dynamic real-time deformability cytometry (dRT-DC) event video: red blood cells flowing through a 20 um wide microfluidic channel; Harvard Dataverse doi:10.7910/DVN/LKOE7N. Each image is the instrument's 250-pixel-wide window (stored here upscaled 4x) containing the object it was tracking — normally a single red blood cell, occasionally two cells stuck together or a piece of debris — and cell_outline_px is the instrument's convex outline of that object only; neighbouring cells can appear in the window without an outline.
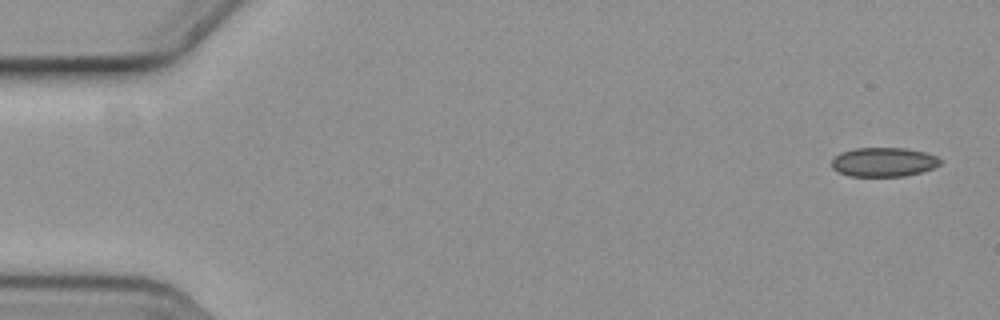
{"species": "common noctule bat (a hibernating species)", "species_latin": "Nyctalus noctula", "temperature_condition": "cold", "stored_images_in_passage": 5, "camera_frame_rate_fps": 3000, "um_per_image_px": 0.085, "animal": {"sex": "female", "body_mass_g": 19.3, "forearm_length_mm": 54.1}, "frame": {"image": 1, "passage_image": 1, "time_ms": 0.0, "image_size_px": [1000, 320], "cell_outline_px": [[944, 160], [940, 164], [932, 168], [920, 172], [904, 176], [852, 176], [840, 172], [832, 168], [832, 160], [840, 152], [852, 148], [904, 148], [924, 152], [936, 156]], "centroid_in_image_um": [75.11, 13.76], "position_along_channel_um": 9.9, "area_um2": 18.38}}
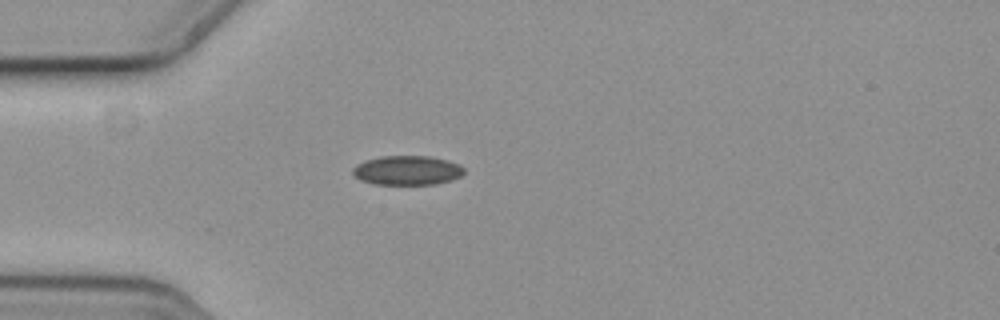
{"frame": {"image": 2, "passage_image": 5, "time_ms": 1.333, "image_size_px": [1000, 320], "cell_outline_px": [[464, 172], [460, 176], [452, 180], [436, 184], [376, 184], [360, 180], [352, 172], [352, 168], [356, 164], [364, 160], [380, 156], [432, 156], [448, 160], [460, 164], [464, 168]], "centroid_in_image_um": [34.62, 14.47], "position_along_channel_um": 50.4, "area_um2": 19.19}}